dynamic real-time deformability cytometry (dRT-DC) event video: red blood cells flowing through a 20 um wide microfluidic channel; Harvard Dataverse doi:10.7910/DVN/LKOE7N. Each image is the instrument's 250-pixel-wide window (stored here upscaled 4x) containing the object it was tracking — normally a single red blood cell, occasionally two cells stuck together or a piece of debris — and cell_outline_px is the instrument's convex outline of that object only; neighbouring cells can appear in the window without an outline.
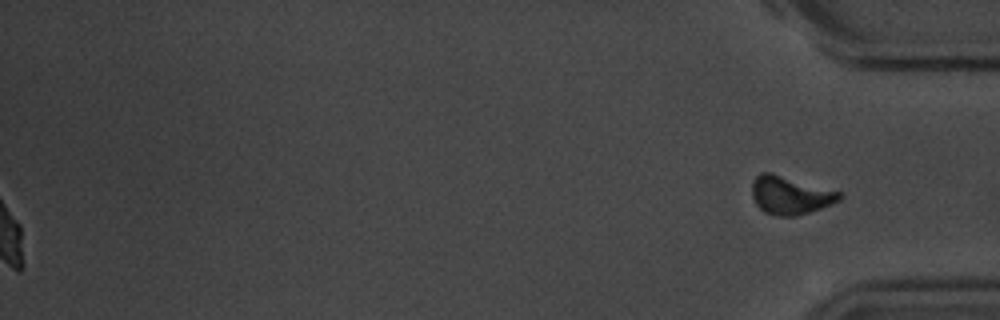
{"species": "common noctule bat (a hibernating species)", "species_latin": "Nyctalus noctula", "temperature_condition": "room temperature", "stored_images_in_passage": 41, "segment_of_instrument_passage": [2, 2], "camera_frame_rate_fps": 3000, "um_per_image_px": 0.085, "animal": {"sex": "male", "body_mass_g": 20.1, "forearm_length_mm": 53.5}, "frame": {"image": 1, "passage_image": 41, "time_ms": 13.333, "image_size_px": [1000, 320], "cell_outline_px": [[844, 196], [840, 200], [820, 208], [796, 216], [780, 216], [764, 212], [756, 204], [752, 196], [752, 180], [760, 172], [772, 172], [840, 192]], "centroid_in_image_um": [67.14, 16.58], "position_along_channel_um": 368.1, "area_um2": 19.36}}